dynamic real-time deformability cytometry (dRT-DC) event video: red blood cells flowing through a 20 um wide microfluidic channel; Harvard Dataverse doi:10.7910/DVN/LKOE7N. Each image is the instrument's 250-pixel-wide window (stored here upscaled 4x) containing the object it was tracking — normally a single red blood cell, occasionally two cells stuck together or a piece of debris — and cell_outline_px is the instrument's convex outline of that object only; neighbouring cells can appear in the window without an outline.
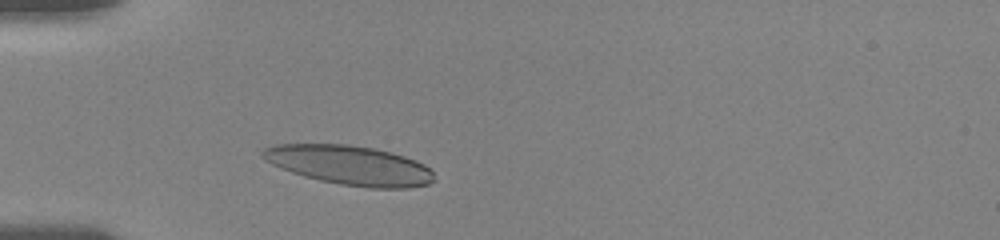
{"species": "human", "species_latin": "Homo sapiens", "temperature_condition": "room temperature", "stored_images_in_passage": 31, "camera_frame_rate_fps": 3000, "um_per_image_px": 0.085, "donor": {"sex": "female"}, "frame": {"image": 1, "passage_image": 4, "time_ms": 1.333, "image_size_px": [1000, 240], "cell_outline_px": [[432, 180], [428, 184], [408, 188], [368, 188], [340, 184], [320, 180], [304, 176], [280, 168], [264, 160], [260, 156], [260, 152], [264, 148], [276, 144], [348, 144], [372, 148], [392, 152], [416, 160], [424, 164], [432, 172]], "centroid_in_image_um": [29.68, 14.03], "position_along_channel_um": 55.3, "area_um2": 39.3}}
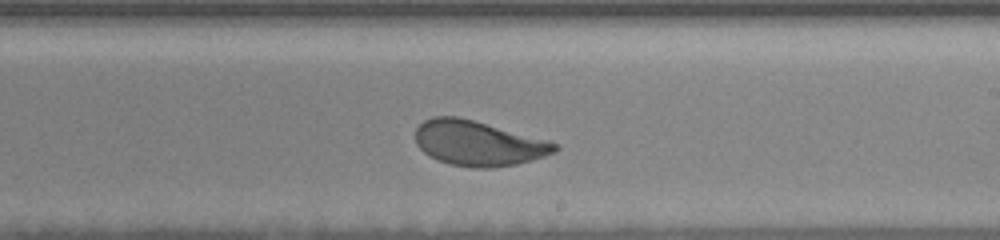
{"frame": {"image": 2, "passage_image": 16, "time_ms": 7.0, "image_size_px": [1000, 240], "cell_outline_px": [[560, 148], [556, 152], [532, 160], [516, 164], [492, 168], [472, 168], [452, 164], [436, 160], [424, 152], [416, 144], [416, 128], [424, 120], [432, 116], [456, 116], [472, 120], [548, 140], [560, 144]], "centroid_in_image_um": [40.66, 12.18], "position_along_channel_um": 248.3, "area_um2": 36.53}}
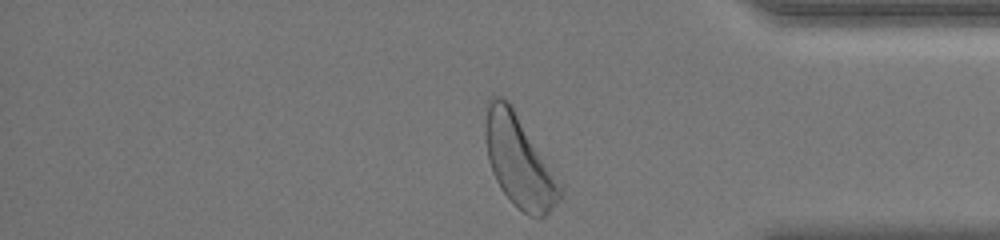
{"frame": {"image": 3, "passage_image": 31, "time_ms": 11.333, "image_size_px": [1000, 240], "cell_outline_px": [[560, 200], [544, 216], [528, 216], [500, 188], [496, 180], [488, 160], [484, 136], [484, 124], [488, 100], [492, 96], [500, 96], [508, 100], [512, 104], [560, 188]], "centroid_in_image_um": [44.02, 13.63], "position_along_channel_um": 391.2, "area_um2": 38.44}, "authors_computed_cell_mechanics": {"area_um2": 36.7608, "velocity_mm_per_s": 3.5993, "shape_relaxation_time_tau1_ms": 3.5246, "shape_relaxation_time_tau2_ms": 1.5674, "deformation_change_tau1": 0.157, "deformation_change_tau2": 0.0841}}